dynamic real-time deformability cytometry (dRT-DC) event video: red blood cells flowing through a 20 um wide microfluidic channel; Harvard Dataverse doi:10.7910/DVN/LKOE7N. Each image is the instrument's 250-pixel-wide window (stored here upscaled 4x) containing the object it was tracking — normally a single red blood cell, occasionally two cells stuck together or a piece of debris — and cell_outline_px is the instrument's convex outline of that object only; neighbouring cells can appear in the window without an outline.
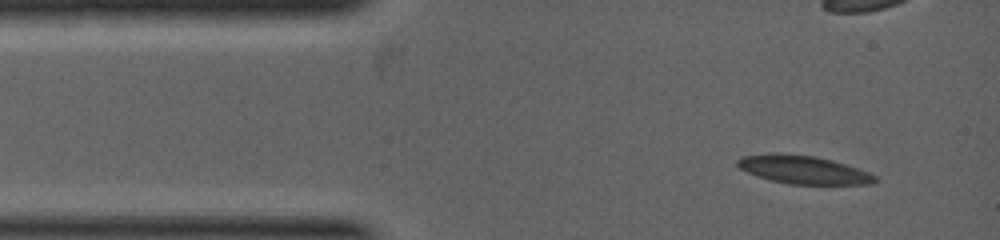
{"species": "common noctule bat (a hibernating species)", "species_latin": "Nyctalus noctula", "temperature_condition": "warm", "stored_images_in_passage": 7, "camera_frame_rate_fps": 5000, "um_per_image_px": 0.085, "animal": {"sex": "female", "body_mass_g": 19.0, "forearm_length_mm": 53.3}, "frame": {"image": 1, "passage_image": 1, "time_ms": 0.0, "image_size_px": [1000, 240], "cell_outline_px": [[876, 180], [872, 184], [788, 184], [756, 176], [740, 168], [736, 164], [736, 160], [740, 156], [772, 152], [780, 152], [816, 156], [832, 160], [868, 172], [876, 176]], "centroid_in_image_um": [68.22, 14.4], "position_along_channel_um": 16.8, "area_um2": 22.72}}
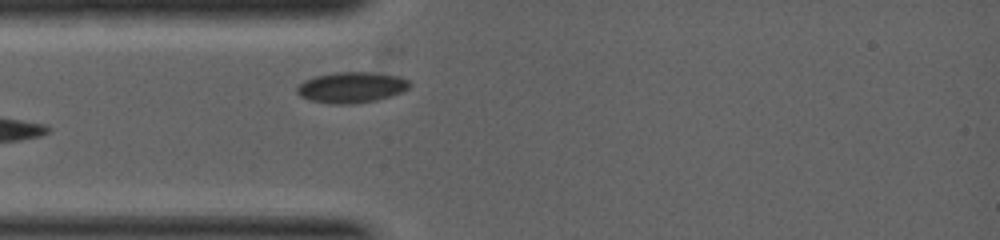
{"frame": {"image": 2, "passage_image": 7, "time_ms": 1.6, "image_size_px": [1000, 240], "cell_outline_px": [[412, 84], [404, 92], [376, 100], [352, 104], [328, 104], [308, 100], [300, 96], [296, 92], [296, 88], [304, 80], [316, 76], [336, 72], [368, 72], [400, 76], [408, 80]], "centroid_in_image_um": [29.87, 7.43], "position_along_channel_um": 55.1, "area_um2": 20.4}}